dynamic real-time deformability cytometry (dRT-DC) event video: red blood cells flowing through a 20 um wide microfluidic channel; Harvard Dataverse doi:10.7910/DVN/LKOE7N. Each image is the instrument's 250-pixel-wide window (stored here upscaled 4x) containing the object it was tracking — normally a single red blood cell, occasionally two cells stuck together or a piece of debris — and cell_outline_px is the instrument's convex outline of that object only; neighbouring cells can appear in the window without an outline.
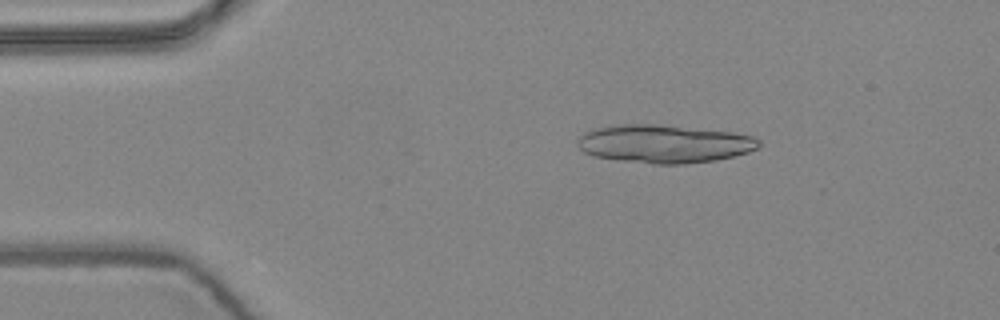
{"species": "common noctule bat (a hibernating species)", "species_latin": "Nyctalus noctula", "temperature_condition": "warm", "stored_images_in_passage": 4, "camera_frame_rate_fps": 3000, "um_per_image_px": 0.085, "animal": {"sex": "female", "body_mass_g": 24.6, "forearm_length_mm": 56.2}, "frame": {"image": 1, "passage_image": 3, "time_ms": 0.667, "image_size_px": [1000, 320], "cell_outline_px": [[760, 144], [756, 148], [748, 152], [716, 160], [684, 164], [652, 164], [620, 160], [592, 156], [584, 152], [576, 144], [576, 140], [584, 132], [596, 128], [620, 124], [652, 124], [732, 132], [752, 136], [760, 140]], "centroid_in_image_um": [56.41, 12.23], "position_along_channel_um": 28.6, "area_um2": 40.23}}